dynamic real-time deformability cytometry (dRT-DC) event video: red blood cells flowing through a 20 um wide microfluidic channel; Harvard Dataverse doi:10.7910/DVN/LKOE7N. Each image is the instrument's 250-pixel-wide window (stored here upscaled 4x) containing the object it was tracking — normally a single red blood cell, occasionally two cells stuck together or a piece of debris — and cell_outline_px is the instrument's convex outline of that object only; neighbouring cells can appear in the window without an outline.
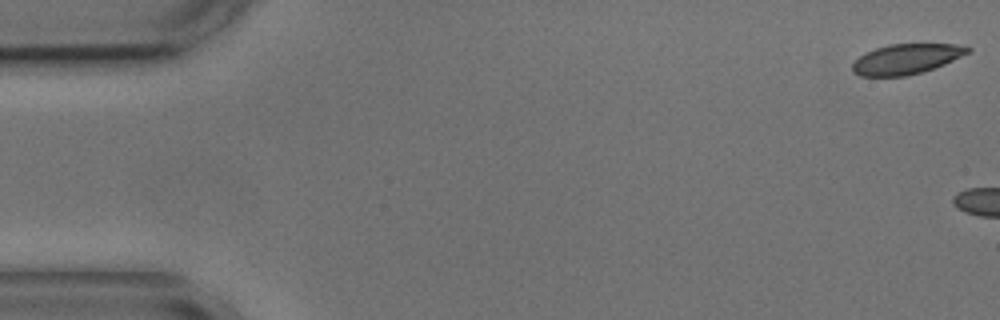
{"species": "common noctule bat (a hibernating species)", "species_latin": "Nyctalus noctula", "temperature_condition": "cold", "stored_images_in_passage": 2, "camera_frame_rate_fps": 3000, "um_per_image_px": 0.085, "animal": {"sex": "male", "body_mass_g": 17.9, "forearm_length_mm": 54.2}, "frame": {"image": 1, "passage_image": 1, "time_ms": 0.0, "image_size_px": [1000, 320], "cell_outline_px": [[972, 48], [968, 52], [944, 64], [908, 76], [860, 76], [852, 72], [852, 64], [860, 56], [876, 48], [888, 44], [964, 44]], "centroid_in_image_um": [77.03, 5.01], "position_along_channel_um": 8.0, "area_um2": 20.06}}